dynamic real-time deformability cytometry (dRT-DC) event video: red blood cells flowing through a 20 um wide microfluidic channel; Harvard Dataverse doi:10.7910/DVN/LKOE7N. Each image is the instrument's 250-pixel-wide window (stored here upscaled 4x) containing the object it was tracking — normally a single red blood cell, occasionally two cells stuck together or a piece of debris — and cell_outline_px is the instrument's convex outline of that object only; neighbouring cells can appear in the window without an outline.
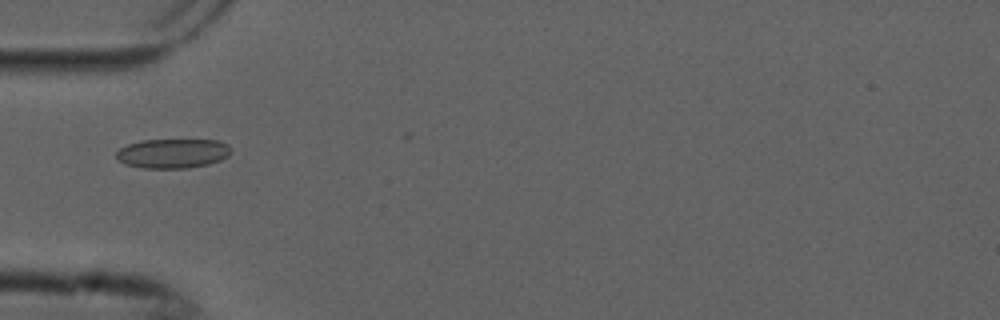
{"species": "common noctule bat (a hibernating species)", "species_latin": "Nyctalus noctula", "temperature_condition": "cold", "stored_images_in_passage": 5, "camera_frame_rate_fps": 3000, "um_per_image_px": 0.085, "animal": {"sex": "male", "forearm_length_mm": 52.5}, "frame": {"image": 1, "passage_image": 5, "time_ms": 1.333, "image_size_px": [1000, 320], "cell_outline_px": [[228, 156], [220, 160], [208, 164], [188, 168], [144, 168], [124, 164], [116, 156], [116, 152], [120, 148], [128, 144], [144, 140], [220, 140], [228, 144]], "centroid_in_image_um": [14.67, 13.04], "position_along_channel_um": 70.3, "area_um2": 19.54}}